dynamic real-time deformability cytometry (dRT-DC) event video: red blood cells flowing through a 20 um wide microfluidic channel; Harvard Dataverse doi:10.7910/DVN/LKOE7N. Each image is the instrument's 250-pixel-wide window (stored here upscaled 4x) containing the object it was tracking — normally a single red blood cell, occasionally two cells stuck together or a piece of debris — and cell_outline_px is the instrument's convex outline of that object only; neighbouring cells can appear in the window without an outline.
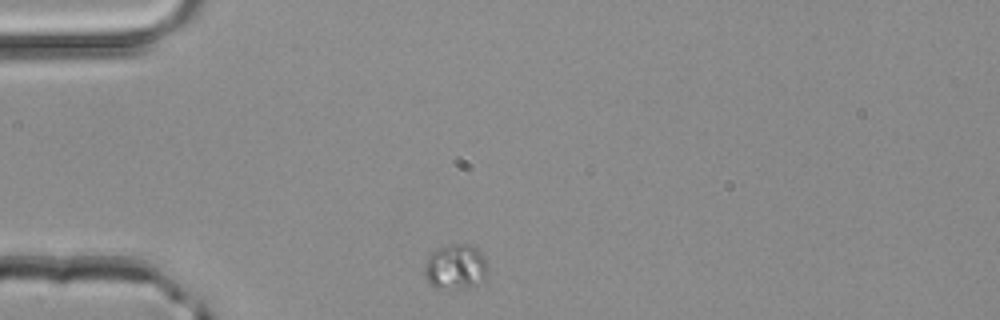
{"species": "common noctule bat (a hibernating species)", "species_latin": "Nyctalus noctula", "temperature_condition": "room temperature", "stored_images_in_passage": 1, "camera_frame_rate_fps": 3000, "um_per_image_px": 0.085, "animal": {"sex": "male", "body_mass_g": 20.4}, "frame": {"image": 1, "passage_image": 1, "time_ms": 0.0, "image_size_px": [1000, 320], "cell_outline_px": [[488, 272], [484, 280], [464, 288], [432, 288], [428, 284], [424, 276], [424, 264], [428, 256], [432, 252], [440, 248], [456, 244], [468, 244], [476, 248], [484, 256], [488, 264]], "centroid_in_image_um": [38.71, 22.7], "position_along_channel_um": 46.3, "area_um2": 16.76}}